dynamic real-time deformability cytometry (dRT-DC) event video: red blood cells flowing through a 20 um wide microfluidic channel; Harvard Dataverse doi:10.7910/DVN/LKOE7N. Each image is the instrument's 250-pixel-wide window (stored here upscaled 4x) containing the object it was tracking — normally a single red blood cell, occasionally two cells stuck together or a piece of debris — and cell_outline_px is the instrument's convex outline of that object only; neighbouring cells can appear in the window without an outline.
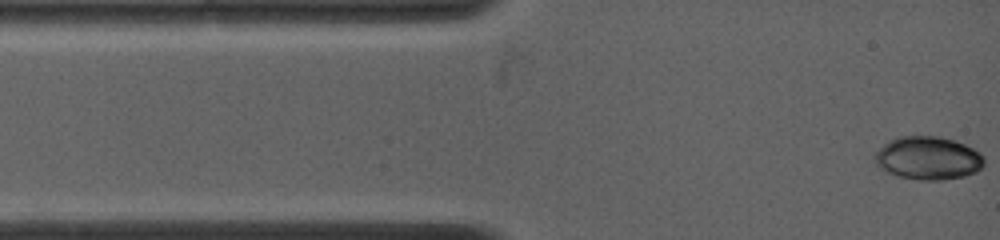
{"species": "common noctule bat (a hibernating species)", "species_latin": "Nyctalus noctula", "temperature_condition": "warm", "stored_images_in_passage": 34, "camera_frame_rate_fps": 4500, "um_per_image_px": 0.085, "animal": {"sex": "female", "body_mass_g": 19.0, "forearm_length_mm": 53.3}, "frame": {"image": 1, "passage_image": 1, "time_ms": 0.0, "image_size_px": [1000, 240], "cell_outline_px": [[984, 164], [976, 172], [964, 176], [944, 180], [920, 180], [896, 176], [880, 168], [872, 160], [876, 152], [888, 140], [900, 136], [940, 136], [964, 144], [980, 152], [984, 156]], "centroid_in_image_um": [78.87, 13.44], "position_along_channel_um": 6.1, "area_um2": 27.69}}
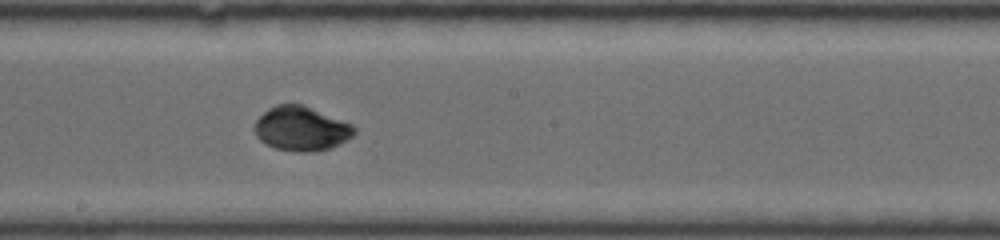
{"frame": {"image": 2, "passage_image": 20, "time_ms": 6.889, "image_size_px": [1000, 240], "cell_outline_px": [[356, 132], [348, 140], [328, 148], [308, 152], [296, 152], [276, 148], [264, 144], [256, 136], [256, 120], [268, 108], [276, 104], [304, 104], [352, 124], [356, 128]], "centroid_in_image_um": [25.62, 10.92], "position_along_channel_um": 222.6, "area_um2": 25.72}}
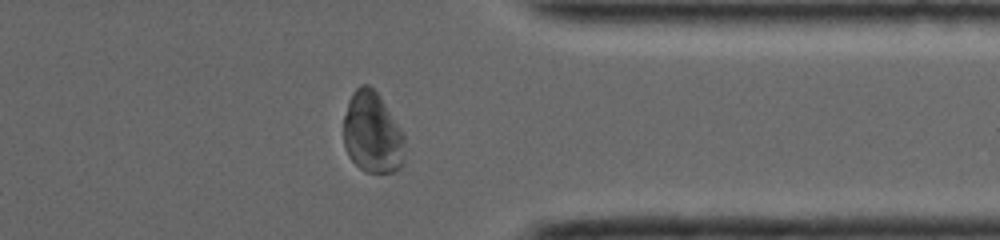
{"frame": {"image": 3, "passage_image": 34, "time_ms": 11.111, "image_size_px": [1000, 240], "cell_outline_px": [[404, 164], [400, 168], [392, 172], [364, 172], [348, 156], [344, 144], [344, 116], [348, 100], [352, 92], [360, 84], [368, 84], [380, 96], [400, 128], [404, 136]], "centroid_in_image_um": [31.64, 11.29], "position_along_channel_um": 379.8, "area_um2": 29.07}, "authors_computed_cell_mechanics": {"area_um2": 26.01, "velocity_mm_per_s": 3.8709, "shape_relaxation_time_tau1_ms": 5.2204, "shape_relaxation_time_tau2_ms": null, "deformation_change_tau1": 0.2238, "deformation_change_tau2": null}}